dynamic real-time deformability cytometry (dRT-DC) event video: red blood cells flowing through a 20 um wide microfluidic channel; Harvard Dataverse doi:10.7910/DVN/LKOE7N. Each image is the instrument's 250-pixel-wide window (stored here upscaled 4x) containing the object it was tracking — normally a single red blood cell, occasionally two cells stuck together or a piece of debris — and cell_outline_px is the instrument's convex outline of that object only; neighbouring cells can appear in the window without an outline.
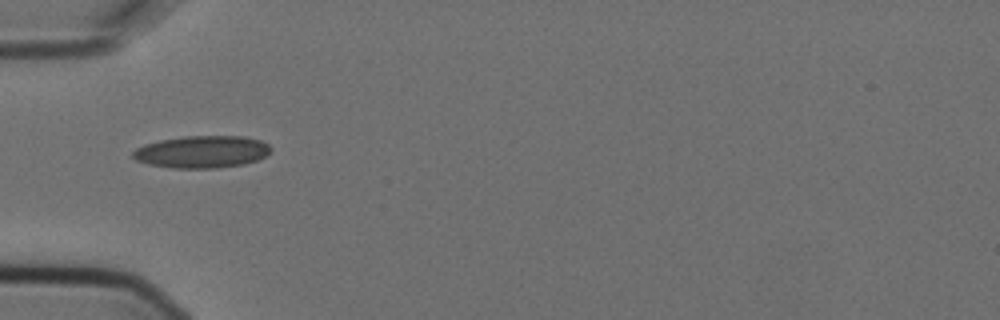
{"species": "Egyptian fruit bat (a non-hibernating species)", "species_latin": "Rousettus aegyptiacus", "temperature_condition": "cold", "stored_images_in_passage": 2, "camera_frame_rate_fps": 3000, "um_per_image_px": 0.085, "animal": {"sex": "female"}, "frame": {"image": 1, "passage_image": 1, "time_ms": 0.0, "image_size_px": [1000, 320], "cell_outline_px": [[272, 148], [264, 156], [256, 160], [244, 164], [216, 168], [172, 168], [148, 164], [136, 160], [132, 156], [132, 152], [136, 148], [144, 144], [160, 140], [184, 136], [244, 136], [260, 140], [268, 144]], "centroid_in_image_um": [17.14, 12.9], "position_along_channel_um": 67.9, "area_um2": 25.89}}
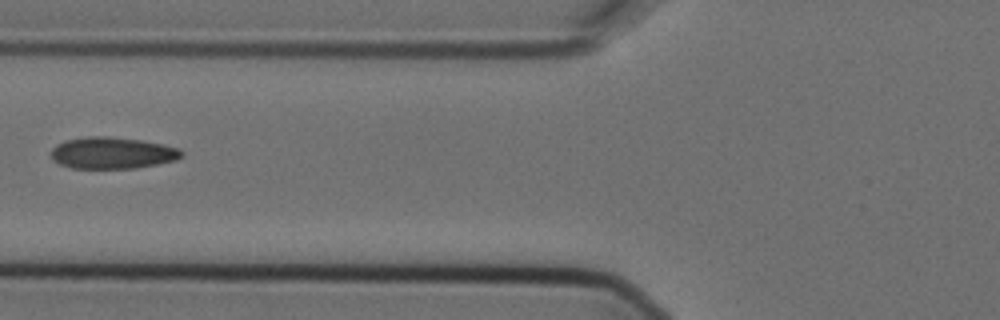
{"frame": {"image": 2, "passage_image": 2, "time_ms": 0.333, "image_size_px": [1000, 320], "cell_outline_px": [[184, 156], [176, 160], [136, 168], [72, 168], [60, 164], [52, 160], [52, 148], [56, 144], [64, 140], [88, 136], [108, 136], [140, 140], [164, 144], [180, 148], [184, 152]], "centroid_in_image_um": [9.56, 12.99], "position_along_channel_um": 116.2, "area_um2": 24.22}}